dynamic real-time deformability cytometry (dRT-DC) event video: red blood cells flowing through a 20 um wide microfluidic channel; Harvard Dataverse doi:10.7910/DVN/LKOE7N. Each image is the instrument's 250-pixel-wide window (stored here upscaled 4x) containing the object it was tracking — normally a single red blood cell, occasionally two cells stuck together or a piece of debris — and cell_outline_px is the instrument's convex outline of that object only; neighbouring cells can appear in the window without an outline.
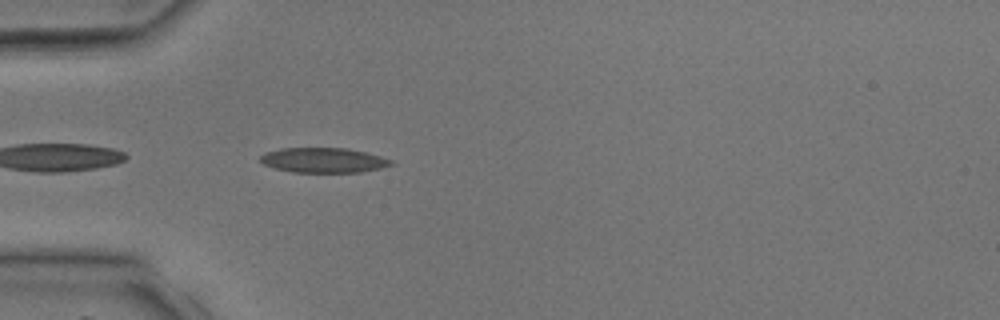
{"species": "common noctule bat (a hibernating species)", "species_latin": "Nyctalus noctula", "temperature_condition": "room temperature", "stored_images_in_passage": 2, "camera_frame_rate_fps": 3000, "um_per_image_px": 0.085, "animal": {"sex": "male", "body_mass_g": 17.9, "forearm_length_mm": 54.2}, "frame": {"image": 1, "passage_image": 2, "time_ms": 1.0, "image_size_px": [1000, 320], "cell_outline_px": [[396, 164], [380, 168], [360, 172], [292, 172], [276, 168], [264, 164], [260, 160], [260, 156], [264, 152], [280, 148], [344, 148], [364, 152], [380, 156], [392, 160]], "centroid_in_image_um": [27.49, 13.61], "position_along_channel_um": 57.5, "area_um2": 18.9}}